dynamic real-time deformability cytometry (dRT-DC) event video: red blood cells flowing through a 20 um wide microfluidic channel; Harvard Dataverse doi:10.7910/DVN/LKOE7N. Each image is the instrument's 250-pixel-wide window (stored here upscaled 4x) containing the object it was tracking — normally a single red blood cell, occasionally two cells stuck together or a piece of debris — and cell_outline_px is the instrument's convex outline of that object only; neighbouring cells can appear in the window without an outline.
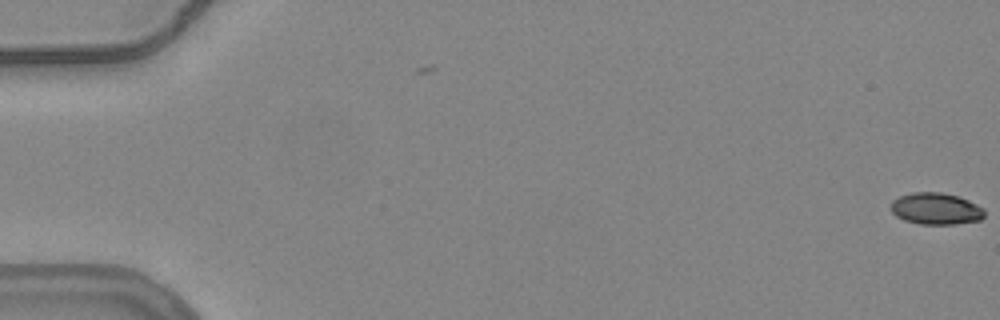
{"species": "common noctule bat (a hibernating species)", "species_latin": "Nyctalus noctula", "temperature_condition": "warm", "stored_images_in_passage": 2, "camera_frame_rate_fps": 3000, "um_per_image_px": 0.085, "animal": {"sex": "female", "body_mass_g": 24.6, "forearm_length_mm": 56.2}, "frame": {"image": 1, "passage_image": 2, "time_ms": 0.333, "image_size_px": [1000, 320], "cell_outline_px": [[984, 216], [980, 220], [956, 224], [920, 224], [904, 220], [896, 216], [892, 212], [892, 200], [900, 196], [912, 192], [940, 192], [956, 196], [968, 200], [984, 208]], "centroid_in_image_um": [79.55, 17.74], "position_along_channel_um": 5.4, "area_um2": 17.22}}